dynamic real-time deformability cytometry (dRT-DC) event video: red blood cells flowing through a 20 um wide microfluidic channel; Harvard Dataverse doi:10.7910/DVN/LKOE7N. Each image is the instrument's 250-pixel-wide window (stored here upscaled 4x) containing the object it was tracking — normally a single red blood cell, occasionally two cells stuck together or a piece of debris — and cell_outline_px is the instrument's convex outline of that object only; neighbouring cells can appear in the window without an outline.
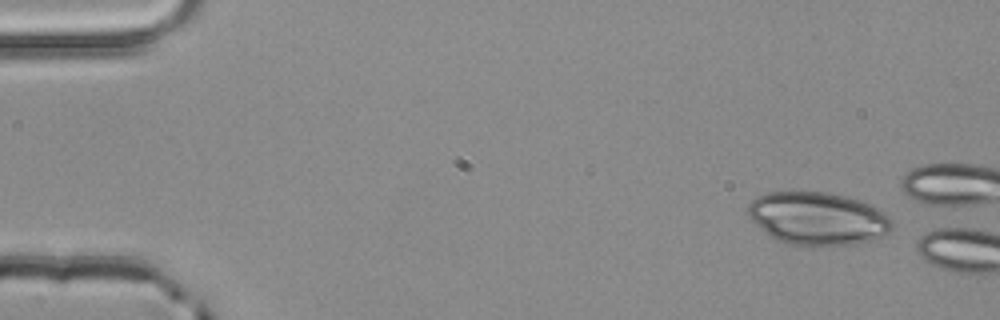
{"species": "common noctule bat (a hibernating species)", "species_latin": "Nyctalus noctula", "temperature_condition": "room temperature", "stored_images_in_passage": 4, "camera_frame_rate_fps": 3000, "um_per_image_px": 0.085, "animal": {"sex": "male", "body_mass_g": 20.4}, "frame": {"image": 1, "passage_image": 1, "time_ms": 0.0, "image_size_px": [1000, 320], "cell_outline_px": [[892, 228], [888, 232], [872, 240], [856, 244], [792, 244], [776, 240], [756, 224], [748, 216], [748, 204], [756, 196], [768, 192], [828, 192], [860, 200], [884, 212], [892, 220]], "centroid_in_image_um": [69.5, 18.55], "position_along_channel_um": 15.5, "area_um2": 43.81}}